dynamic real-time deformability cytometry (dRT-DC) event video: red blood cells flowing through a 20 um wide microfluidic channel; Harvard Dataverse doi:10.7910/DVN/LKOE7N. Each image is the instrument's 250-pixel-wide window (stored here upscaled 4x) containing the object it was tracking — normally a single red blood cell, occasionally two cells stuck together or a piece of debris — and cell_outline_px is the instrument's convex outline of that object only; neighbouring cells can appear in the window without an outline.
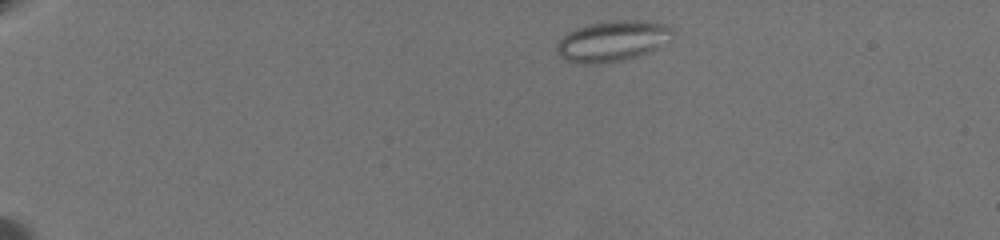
{"species": "common noctule bat (a hibernating species)", "species_latin": "Nyctalus noctula", "temperature_condition": "warm", "stored_images_in_passage": 32, "camera_frame_rate_fps": 3000, "um_per_image_px": 0.085, "animal": {"sex": "female", "body_mass_g": 19.5, "forearm_length_mm": 54.1}, "frame": {"image": 1, "passage_image": 1, "time_ms": 0.0, "image_size_px": [1000, 240], "cell_outline_px": [[676, 32], [672, 40], [656, 48], [636, 56], [624, 60], [584, 64], [564, 60], [556, 52], [556, 48], [560, 40], [568, 32], [576, 28], [588, 24], [612, 20], [644, 20], [668, 24]], "centroid_in_image_um": [52.11, 3.46], "position_along_channel_um": 32.9, "area_um2": 27.57}}
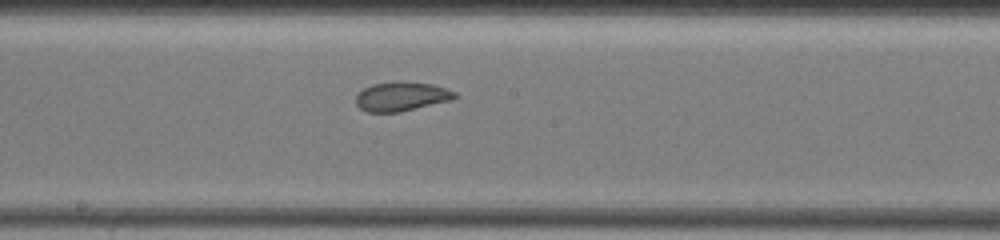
{"frame": {"image": 2, "passage_image": 15, "time_ms": 8.0, "image_size_px": [1000, 240], "cell_outline_px": [[456, 96], [452, 100], [400, 112], [368, 112], [360, 108], [356, 104], [356, 96], [364, 88], [372, 84], [400, 80], [432, 84], [456, 92]], "centroid_in_image_um": [34.12, 8.19], "position_along_channel_um": 214.1, "area_um2": 16.88}}
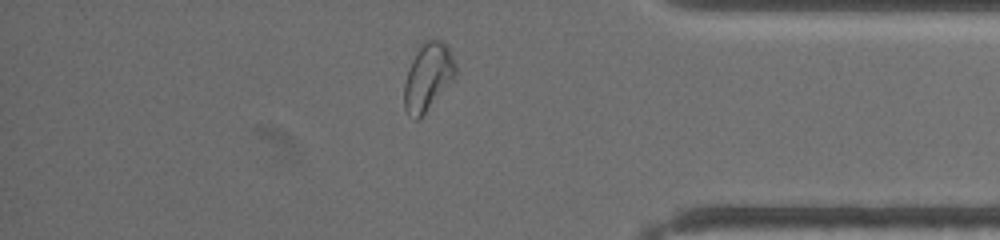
{"frame": {"image": 3, "passage_image": 26, "time_ms": 13.667, "image_size_px": [1000, 240], "cell_outline_px": [[456, 76], [424, 112], [416, 120], [404, 108], [404, 84], [408, 68], [416, 52], [424, 40], [440, 40], [448, 48], [456, 64]], "centroid_in_image_um": [36.36, 6.49], "position_along_channel_um": 398.8, "area_um2": 19.59}, "authors_computed_cell_mechanics": {"area_um2": 19.8254, "velocity_mm_per_s": 3.524, "shape_relaxation_time_tau1_ms": 11.2352, "shape_relaxation_time_tau2_ms": 1.104, "deformation_change_tau1": 0.1345, "deformation_change_tau2": 0.0591}}